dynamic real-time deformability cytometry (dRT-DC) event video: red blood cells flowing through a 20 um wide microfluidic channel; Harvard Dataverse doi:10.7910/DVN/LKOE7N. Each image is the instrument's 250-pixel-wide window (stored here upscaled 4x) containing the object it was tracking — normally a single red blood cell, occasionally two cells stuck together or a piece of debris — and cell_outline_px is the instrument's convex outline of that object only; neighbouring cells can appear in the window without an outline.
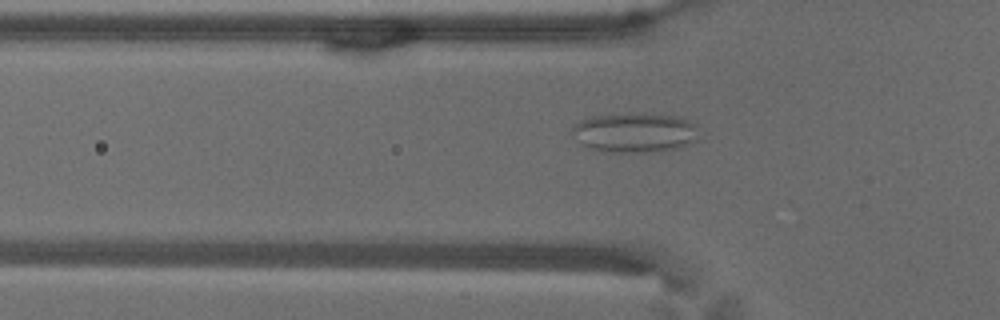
{"species": "common noctule bat (a hibernating species)", "species_latin": "Nyctalus noctula", "temperature_condition": "warm", "stored_images_in_passage": 51, "camera_frame_rate_fps": 3000, "um_per_image_px": 0.085, "animal": {"sex": "male", "body_mass_g": 18.8}, "frame": {"image": 1, "passage_image": 14, "time_ms": 4.333, "image_size_px": [1000, 320], "cell_outline_px": [[696, 140], [688, 144], [676, 148], [660, 152], [604, 152], [580, 144], [572, 136], [572, 128], [580, 120], [592, 116], [628, 112], [676, 116], [688, 120], [696, 124]], "centroid_in_image_um": [53.92, 11.26], "position_along_channel_um": 71.9, "area_um2": 29.59}}
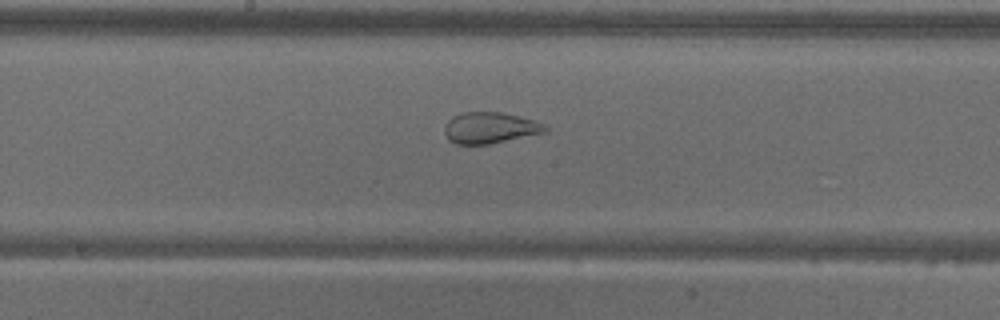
{"frame": {"image": 2, "passage_image": 25, "time_ms": 8.0, "image_size_px": [1000, 320], "cell_outline_px": [[548, 132], [488, 144], [456, 144], [448, 140], [444, 132], [444, 124], [452, 116], [464, 112], [500, 112], [536, 120], [544, 124], [548, 128]], "centroid_in_image_um": [41.64, 10.86], "position_along_channel_um": 206.6, "area_um2": 18.44}}
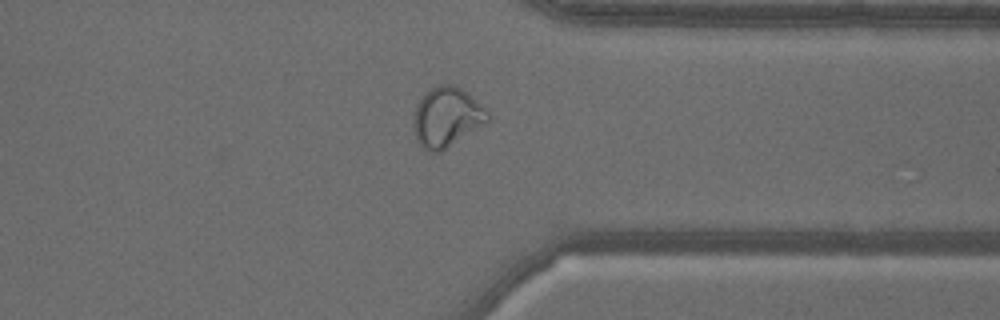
{"frame": {"image": 3, "passage_image": 39, "time_ms": 12.667, "image_size_px": [1000, 320], "cell_outline_px": [[492, 120], [440, 152], [428, 152], [416, 140], [416, 104], [420, 96], [436, 84], [452, 84], [460, 88], [480, 104], [492, 116]], "centroid_in_image_um": [38.01, 9.95], "position_along_channel_um": 373.4, "area_um2": 25.55}, "authors_computed_cell_mechanics": {"area_um2": 19.3052, "velocity_mm_per_s": 3.6473, "shape_relaxation_time_tau1_ms": null, "shape_relaxation_time_tau2_ms": 1.028, "deformation_change_tau1": null, "deformation_change_tau2": 0.0799}}